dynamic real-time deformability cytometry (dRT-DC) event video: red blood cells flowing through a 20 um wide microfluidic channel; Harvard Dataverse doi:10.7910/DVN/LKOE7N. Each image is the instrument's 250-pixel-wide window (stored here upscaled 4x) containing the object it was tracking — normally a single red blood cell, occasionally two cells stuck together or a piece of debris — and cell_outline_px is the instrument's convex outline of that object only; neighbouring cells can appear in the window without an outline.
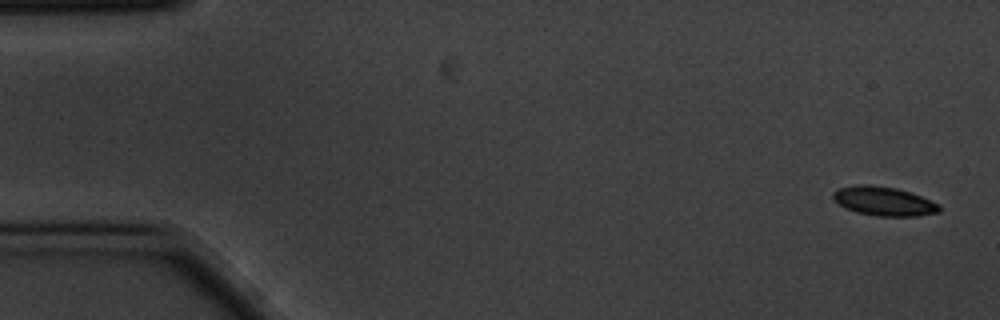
{"species": "common noctule bat (a hibernating species)", "species_latin": "Nyctalus noctula", "temperature_condition": "cold", "stored_images_in_passage": 4, "camera_frame_rate_fps": 3000, "um_per_image_px": 0.085, "animal": {"sex": "male", "body_mass_g": 20.1, "forearm_length_mm": 53.5}, "frame": {"image": 1, "passage_image": 1, "time_ms": 0.0, "image_size_px": [1000, 320], "cell_outline_px": [[940, 212], [920, 216], [876, 216], [856, 212], [832, 200], [832, 192], [840, 188], [856, 184], [872, 184], [896, 188], [912, 192], [940, 204]], "centroid_in_image_um": [75.14, 17.09], "position_along_channel_um": 9.9, "area_um2": 18.21}}
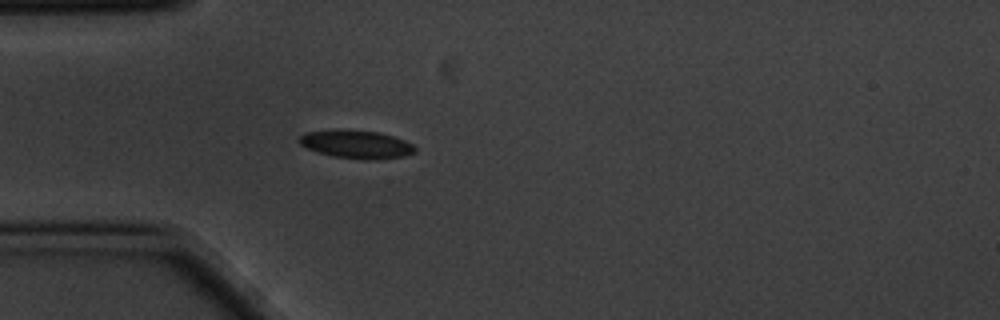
{"frame": {"image": 2, "passage_image": 4, "time_ms": 1.0, "image_size_px": [1000, 320], "cell_outline_px": [[416, 152], [404, 156], [376, 160], [364, 160], [332, 156], [308, 148], [300, 144], [300, 136], [304, 132], [380, 132], [404, 140], [412, 144], [416, 148]], "centroid_in_image_um": [30.38, 12.32], "position_along_channel_um": 54.6, "area_um2": 18.15}}